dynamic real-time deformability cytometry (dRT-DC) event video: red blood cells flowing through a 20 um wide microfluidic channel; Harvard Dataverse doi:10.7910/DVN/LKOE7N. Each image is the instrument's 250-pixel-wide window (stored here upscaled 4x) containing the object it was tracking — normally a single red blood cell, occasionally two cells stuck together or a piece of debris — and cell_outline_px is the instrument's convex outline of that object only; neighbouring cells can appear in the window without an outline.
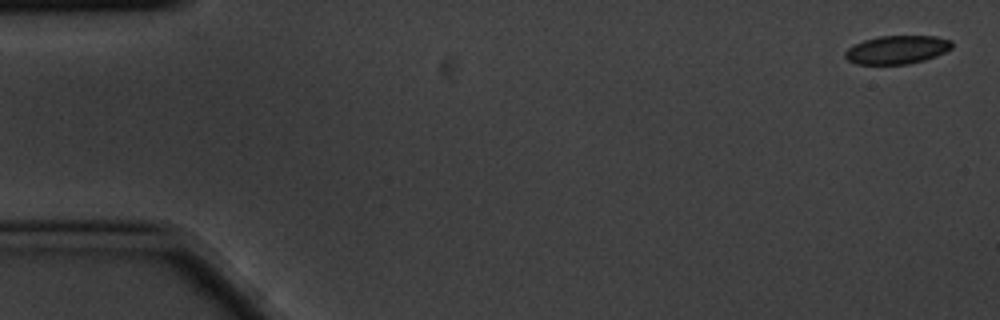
{"species": "common noctule bat (a hibernating species)", "species_latin": "Nyctalus noctula", "temperature_condition": "cold", "stored_images_in_passage": 10, "camera_frame_rate_fps": 3000, "um_per_image_px": 0.085, "animal": {"sex": "male", "body_mass_g": 20.1, "forearm_length_mm": 53.5}, "frame": {"image": 1, "passage_image": 1, "time_ms": 0.0, "image_size_px": [1000, 320], "cell_outline_px": [[952, 48], [936, 56], [924, 60], [908, 64], [856, 64], [848, 60], [844, 56], [844, 52], [848, 48], [864, 40], [880, 36], [936, 36], [952, 40]], "centroid_in_image_um": [76.25, 4.23], "position_along_channel_um": 8.7, "area_um2": 17.63}}
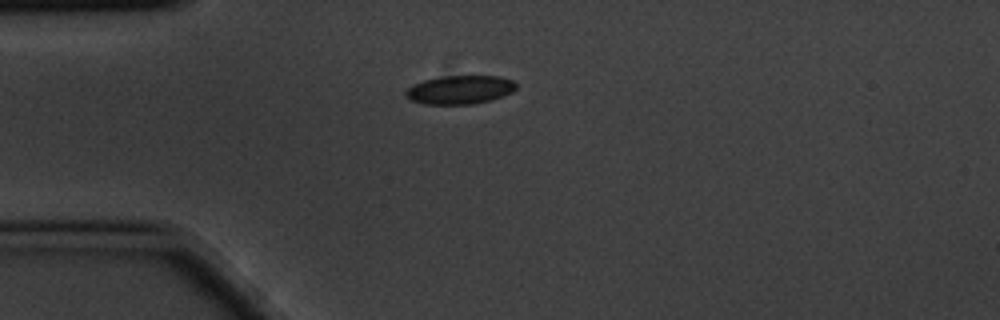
{"frame": {"image": 2, "passage_image": 4, "time_ms": 1.0, "image_size_px": [1000, 320], "cell_outline_px": [[516, 88], [512, 92], [504, 96], [492, 100], [472, 104], [424, 104], [412, 100], [404, 96], [404, 92], [412, 84], [424, 80], [444, 76], [500, 76], [512, 80], [516, 84]], "centroid_in_image_um": [39.09, 7.63], "position_along_channel_um": 45.9, "area_um2": 18.5}}
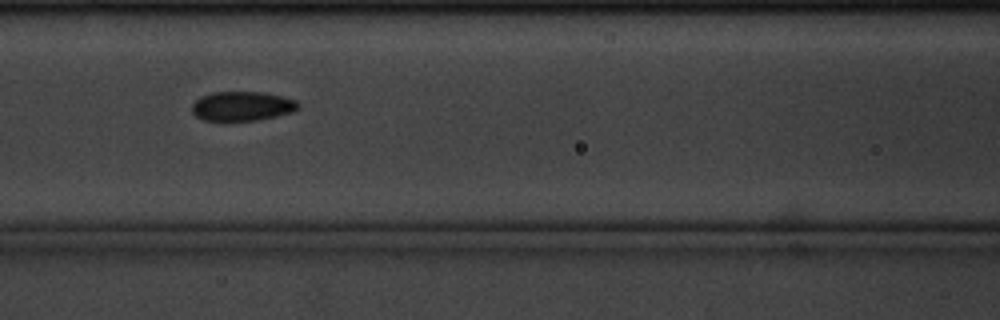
{"frame": {"image": 3, "passage_image": 7, "time_ms": 2.0, "image_size_px": [1000, 320], "cell_outline_px": [[300, 108], [292, 112], [276, 116], [256, 120], [204, 120], [196, 116], [192, 112], [192, 104], [200, 96], [212, 92], [264, 92], [296, 100], [300, 104]], "centroid_in_image_um": [20.59, 9.01], "position_along_channel_um": 146.0, "area_um2": 18.15}}